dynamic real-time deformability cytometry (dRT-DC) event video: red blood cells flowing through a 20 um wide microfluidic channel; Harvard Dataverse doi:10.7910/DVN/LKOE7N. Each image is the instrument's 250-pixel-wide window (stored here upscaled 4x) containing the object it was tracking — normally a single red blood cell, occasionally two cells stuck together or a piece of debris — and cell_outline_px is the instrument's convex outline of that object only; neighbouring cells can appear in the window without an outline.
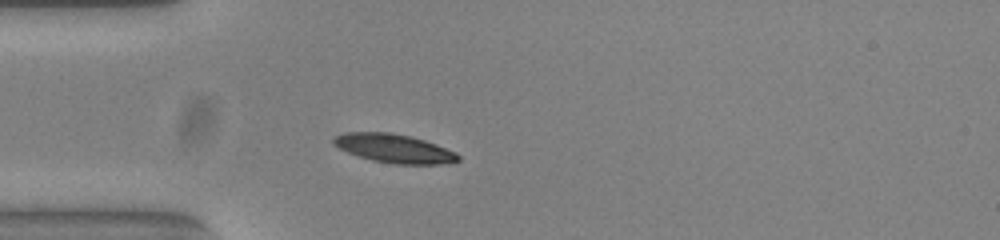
{"species": "common noctule bat (a hibernating species)", "species_latin": "Nyctalus noctula", "temperature_condition": "warm", "stored_images_in_passage": 28, "camera_frame_rate_fps": 3000, "um_per_image_px": 0.085, "animal": {"sex": "female", "body_mass_g": 23.0, "forearm_length_mm": 53.4}, "frame": {"image": 1, "passage_image": 1, "time_ms": 0.0, "image_size_px": [1000, 240], "cell_outline_px": [[460, 160], [448, 164], [396, 164], [372, 160], [348, 152], [332, 144], [332, 140], [336, 136], [344, 132], [388, 132], [412, 136], [436, 144], [456, 152], [460, 156]], "centroid_in_image_um": [33.53, 12.61], "position_along_channel_um": 51.5, "area_um2": 20.87}, "authors_computed_cell_mechanics": {"area_um2": 20.8947, "velocity_mm_per_s": 3.7942, "shape_relaxation_time_tau1_ms": 2.0648, "shape_relaxation_time_tau2_ms": null, "deformation_change_tau1": 0.1206, "deformation_change_tau2": null}}